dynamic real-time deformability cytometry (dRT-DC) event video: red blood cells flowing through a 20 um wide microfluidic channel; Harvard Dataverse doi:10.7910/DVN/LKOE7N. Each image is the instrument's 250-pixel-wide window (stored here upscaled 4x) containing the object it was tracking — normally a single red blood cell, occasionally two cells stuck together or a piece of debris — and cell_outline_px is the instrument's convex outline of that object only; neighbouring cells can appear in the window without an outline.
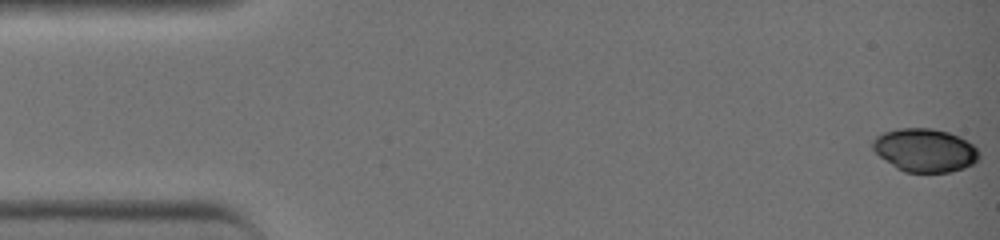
{"species": "common noctule bat (a hibernating species)", "species_latin": "Nyctalus noctula", "temperature_condition": "warm", "stored_images_in_passage": 43, "camera_frame_rate_fps": 3000, "um_per_image_px": 0.085, "animal": {"sex": "female", "body_mass_g": 19.0, "forearm_length_mm": 51.5}, "frame": {"image": 1, "passage_image": 1, "time_ms": 0.0, "image_size_px": [1000, 240], "cell_outline_px": [[980, 160], [964, 168], [952, 172], [904, 172], [896, 168], [880, 156], [872, 148], [872, 140], [876, 136], [884, 132], [900, 128], [932, 128], [948, 132], [960, 136], [972, 144], [980, 152]], "centroid_in_image_um": [78.64, 12.77], "position_along_channel_um": 6.4, "area_um2": 26.99}}
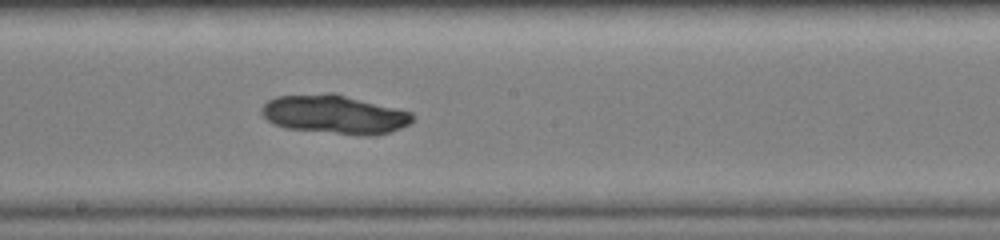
{"frame": {"image": 2, "passage_image": 24, "time_ms": 7.667, "image_size_px": [1000, 240], "cell_outline_px": [[416, 116], [408, 124], [400, 128], [376, 136], [360, 136], [284, 128], [272, 124], [260, 112], [260, 108], [268, 100], [276, 96], [328, 92], [336, 92], [412, 112]], "centroid_in_image_um": [28.43, 9.72], "position_along_channel_um": 219.8, "area_um2": 34.85}}
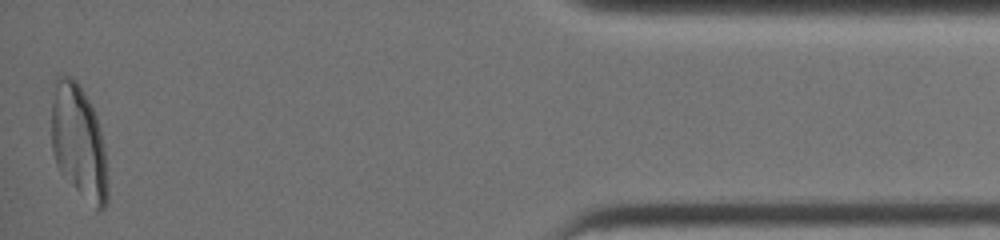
{"frame": {"image": 3, "passage_image": 42, "time_ms": 13.667, "image_size_px": [1000, 240], "cell_outline_px": [[108, 204], [100, 212], [96, 212], [60, 172], [56, 164], [52, 148], [52, 104], [56, 76], [72, 76], [76, 80], [92, 108], [96, 116], [104, 148], [108, 188]], "centroid_in_image_um": [6.7, 12.15], "position_along_channel_um": 428.5, "area_um2": 37.22}}